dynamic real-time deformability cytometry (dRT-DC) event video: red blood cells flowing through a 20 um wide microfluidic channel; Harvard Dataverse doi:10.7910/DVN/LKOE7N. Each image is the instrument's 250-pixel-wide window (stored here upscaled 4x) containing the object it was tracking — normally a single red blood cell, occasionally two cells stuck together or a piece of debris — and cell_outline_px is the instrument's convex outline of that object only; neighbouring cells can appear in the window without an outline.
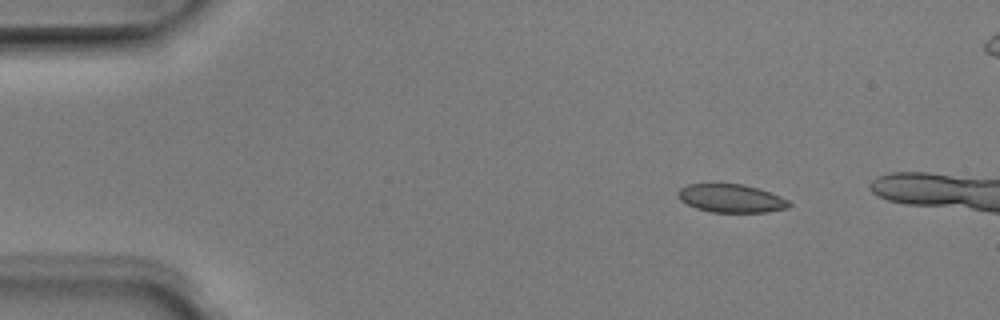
{"species": "Egyptian fruit bat (a non-hibernating species)", "species_latin": "Rousettus aegyptiacus", "temperature_condition": "room temperature", "stored_images_in_passage": 2, "camera_frame_rate_fps": 3000, "um_per_image_px": 0.085, "animal": {"sex": "male"}, "frame": {"image": 1, "passage_image": 1, "time_ms": 0.0, "image_size_px": [1000, 320], "cell_outline_px": [[792, 204], [788, 208], [768, 212], [712, 212], [696, 208], [680, 200], [676, 196], [676, 192], [680, 188], [688, 184], [744, 184], [780, 196], [788, 200]], "centroid_in_image_um": [62.13, 16.86], "position_along_channel_um": 22.9, "area_um2": 18.26}}